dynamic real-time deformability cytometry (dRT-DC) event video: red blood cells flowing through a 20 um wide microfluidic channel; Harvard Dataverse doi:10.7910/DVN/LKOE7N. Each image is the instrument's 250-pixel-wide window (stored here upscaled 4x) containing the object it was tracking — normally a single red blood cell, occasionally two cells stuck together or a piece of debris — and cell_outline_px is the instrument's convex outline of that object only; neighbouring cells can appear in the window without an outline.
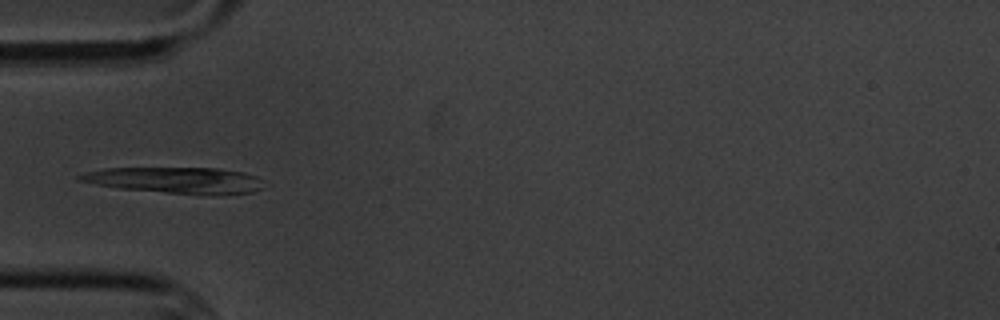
{"species": "common noctule bat (a hibernating species)", "species_latin": "Nyctalus noctula", "temperature_condition": "cold", "stored_images_in_passage": 10, "camera_frame_rate_fps": 3000, "um_per_image_px": 0.085, "animal": {"sex": "male", "body_mass_g": 20.1, "forearm_length_mm": 53.5}, "frame": {"image": 1, "passage_image": 4, "time_ms": 3.333, "image_size_px": [1000, 320], "cell_outline_px": [[264, 188], [252, 192], [224, 196], [200, 196], [120, 188], [96, 184], [76, 180], [76, 176], [88, 172], [104, 168], [216, 168], [244, 172], [256, 176]], "centroid_in_image_um": [14.99, 15.35], "position_along_channel_um": 70.0, "area_um2": 28.55}}
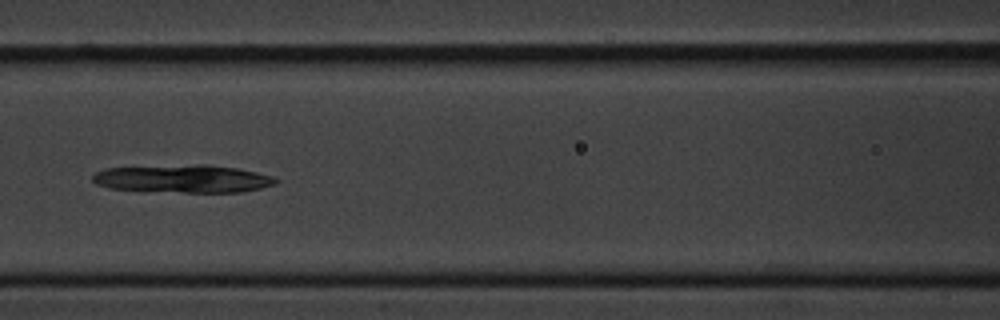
{"frame": {"image": 2, "passage_image": 6, "time_ms": 5.667, "image_size_px": [1000, 320], "cell_outline_px": [[280, 180], [276, 184], [260, 188], [240, 192], [184, 192], [108, 188], [96, 184], [92, 180], [92, 176], [96, 172], [104, 168], [200, 164], [208, 164], [236, 168], [276, 176]], "centroid_in_image_um": [15.6, 15.18], "position_along_channel_um": 151.0, "area_um2": 29.71}}
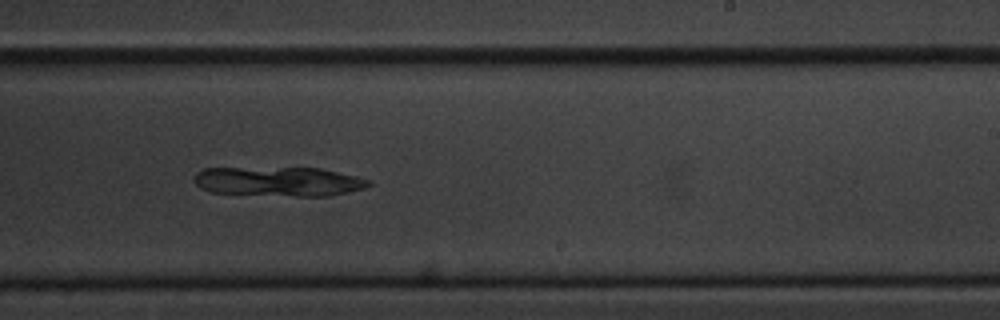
{"frame": {"image": 3, "passage_image": 9, "time_ms": 9.0, "image_size_px": [1000, 320], "cell_outline_px": [[372, 184], [364, 188], [328, 196], [296, 196], [212, 192], [200, 188], [192, 180], [196, 172], [204, 168], [320, 168], [356, 176], [372, 180]], "centroid_in_image_um": [23.68, 15.42], "position_along_channel_um": 265.3, "area_um2": 29.82}}